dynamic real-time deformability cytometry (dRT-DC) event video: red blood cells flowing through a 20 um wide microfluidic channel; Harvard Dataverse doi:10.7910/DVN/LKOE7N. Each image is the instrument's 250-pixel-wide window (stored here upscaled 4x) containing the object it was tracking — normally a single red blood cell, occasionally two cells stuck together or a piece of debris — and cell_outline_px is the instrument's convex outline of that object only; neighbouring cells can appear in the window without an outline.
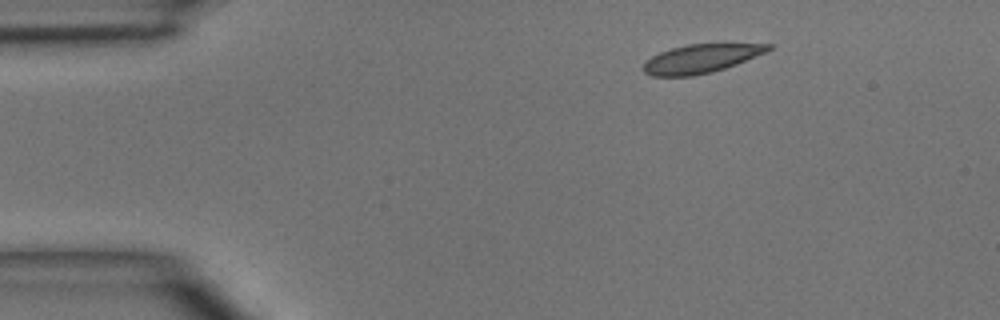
{"species": "common noctule bat (a hibernating species)", "species_latin": "Nyctalus noctula", "temperature_condition": "room temperature", "stored_images_in_passage": 4, "camera_frame_rate_fps": 3000, "um_per_image_px": 0.085, "animal": {"sex": "male", "body_mass_g": 15.6}, "frame": {"image": 1, "passage_image": 1, "time_ms": 0.0, "image_size_px": [1000, 320], "cell_outline_px": [[772, 48], [768, 52], [736, 64], [712, 72], [692, 76], [652, 76], [644, 72], [644, 60], [660, 52], [672, 48], [688, 44], [772, 44]], "centroid_in_image_um": [59.58, 4.98], "position_along_channel_um": 25.4, "area_um2": 20.75}}
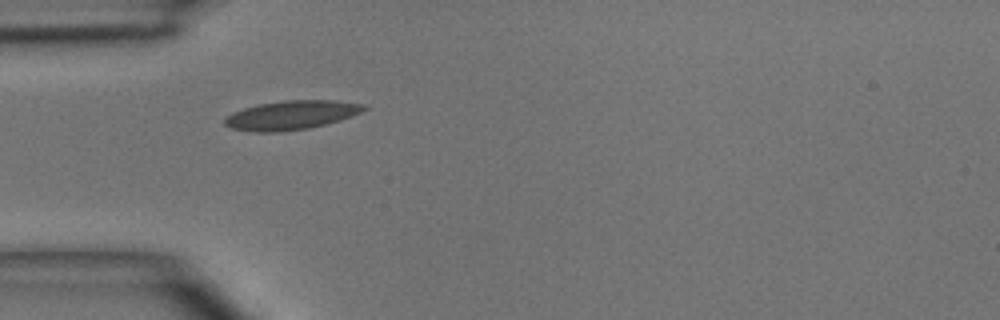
{"frame": {"image": 2, "passage_image": 3, "time_ms": 2.333, "image_size_px": [1000, 320], "cell_outline_px": [[368, 108], [352, 116], [340, 120], [308, 128], [276, 132], [256, 132], [228, 128], [224, 124], [224, 120], [232, 112], [244, 108], [260, 104], [284, 100], [332, 100], [364, 104]], "centroid_in_image_um": [24.74, 9.78], "position_along_channel_um": 60.3, "area_um2": 23.41}}